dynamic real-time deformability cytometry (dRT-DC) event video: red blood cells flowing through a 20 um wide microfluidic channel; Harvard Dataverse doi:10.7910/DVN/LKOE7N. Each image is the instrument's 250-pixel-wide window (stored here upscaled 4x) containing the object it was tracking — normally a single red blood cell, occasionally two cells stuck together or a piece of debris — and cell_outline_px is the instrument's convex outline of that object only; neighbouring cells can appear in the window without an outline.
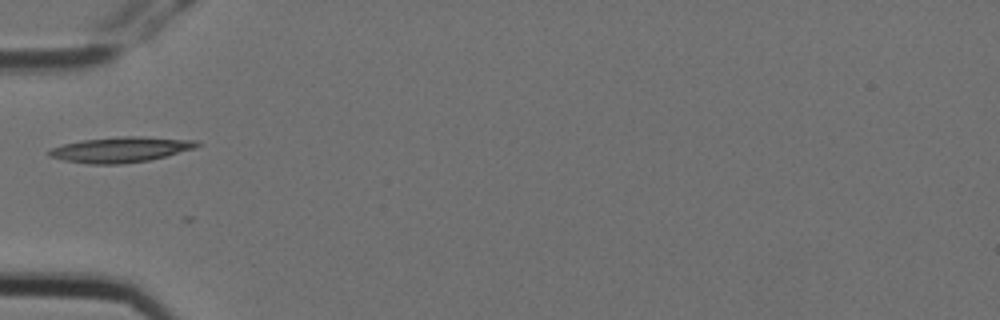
{"species": "Egyptian fruit bat (a non-hibernating species)", "species_latin": "Rousettus aegyptiacus", "temperature_condition": "cold", "stored_images_in_passage": 5, "camera_frame_rate_fps": 3000, "um_per_image_px": 0.085, "animal": {"sex": "female"}, "frame": {"image": 1, "passage_image": 5, "time_ms": 1.333, "image_size_px": [1000, 320], "cell_outline_px": [[204, 144], [196, 148], [148, 160], [120, 164], [88, 164], [64, 160], [48, 156], [48, 152], [52, 148], [64, 144], [84, 140], [124, 136], [140, 136], [196, 140]], "centroid_in_image_um": [10.3, 12.71], "position_along_channel_um": 74.7, "area_um2": 21.73}}